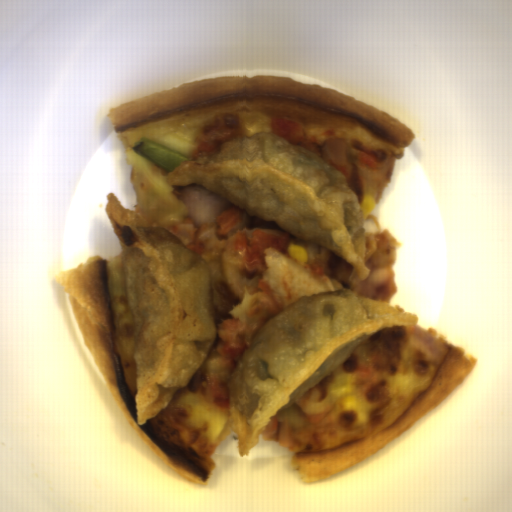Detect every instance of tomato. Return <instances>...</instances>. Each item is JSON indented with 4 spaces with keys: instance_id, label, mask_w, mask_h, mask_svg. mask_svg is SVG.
<instances>
[{
    "instance_id": "3",
    "label": "tomato",
    "mask_w": 512,
    "mask_h": 512,
    "mask_svg": "<svg viewBox=\"0 0 512 512\" xmlns=\"http://www.w3.org/2000/svg\"><path fill=\"white\" fill-rule=\"evenodd\" d=\"M228 382L229 381H219L214 378H209L206 381L205 387L212 390L218 398L231 402V391Z\"/></svg>"
},
{
    "instance_id": "2",
    "label": "tomato",
    "mask_w": 512,
    "mask_h": 512,
    "mask_svg": "<svg viewBox=\"0 0 512 512\" xmlns=\"http://www.w3.org/2000/svg\"><path fill=\"white\" fill-rule=\"evenodd\" d=\"M270 133L282 135L293 145H299L303 140H309L306 130L301 122L288 117L271 115L269 124Z\"/></svg>"
},
{
    "instance_id": "1",
    "label": "tomato",
    "mask_w": 512,
    "mask_h": 512,
    "mask_svg": "<svg viewBox=\"0 0 512 512\" xmlns=\"http://www.w3.org/2000/svg\"><path fill=\"white\" fill-rule=\"evenodd\" d=\"M216 335L219 353L234 371L235 366L251 346L241 321L226 318L216 327Z\"/></svg>"
}]
</instances>
